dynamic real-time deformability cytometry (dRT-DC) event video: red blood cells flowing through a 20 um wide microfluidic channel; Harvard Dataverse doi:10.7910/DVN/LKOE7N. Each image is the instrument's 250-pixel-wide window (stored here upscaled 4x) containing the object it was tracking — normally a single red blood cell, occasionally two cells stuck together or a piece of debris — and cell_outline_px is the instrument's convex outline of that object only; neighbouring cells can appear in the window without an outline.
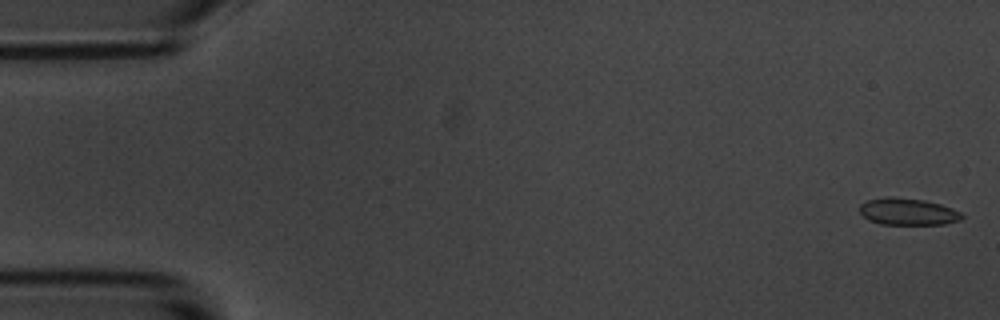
{"species": "common noctule bat (a hibernating species)", "species_latin": "Nyctalus noctula", "temperature_condition": "room temperature", "stored_images_in_passage": 57, "camera_frame_rate_fps": 3000, "um_per_image_px": 0.085, "animal": {"sex": "male", "body_mass_g": 20.1, "forearm_length_mm": 53.5}, "frame": {"image": 1, "passage_image": 1, "time_ms": 0.0, "image_size_px": [1000, 320], "cell_outline_px": [[964, 216], [960, 220], [944, 224], [880, 224], [868, 220], [860, 212], [860, 204], [868, 200], [884, 196], [892, 196], [924, 200], [940, 204], [952, 208], [960, 212]], "centroid_in_image_um": [77.15, 17.98], "position_along_channel_um": 7.9, "area_um2": 16.07}}
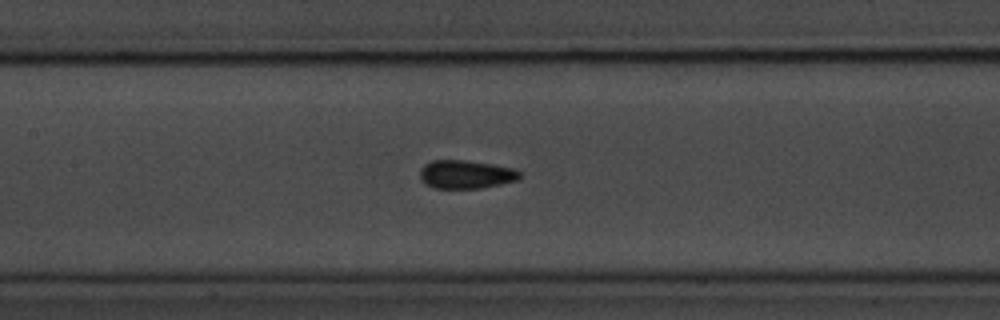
{"frame": {"image": 2, "passage_image": 26, "time_ms": 8.333, "image_size_px": [1000, 320], "cell_outline_px": [[520, 180], [480, 188], [432, 188], [424, 184], [420, 180], [420, 168], [424, 164], [432, 160], [464, 160], [492, 164], [512, 168], [520, 172]], "centroid_in_image_um": [39.56, 14.82], "position_along_channel_um": 167.8, "area_um2": 16.65}}
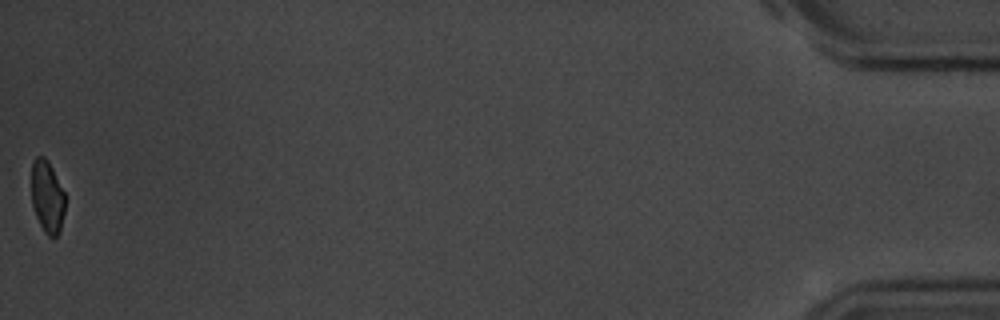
{"frame": {"image": 3, "passage_image": 57, "time_ms": 18.667, "image_size_px": [1000, 320], "cell_outline_px": [[64, 212], [60, 232], [52, 240], [44, 232], [36, 216], [32, 204], [32, 164], [36, 156], [44, 156], [48, 160], [64, 192]], "centroid_in_image_um": [4.02, 16.75], "position_along_channel_um": 431.2, "area_um2": 14.16}, "authors_computed_cell_mechanics": {"area_um2": 16.2996, "velocity_mm_per_s": 3.5031, "shape_relaxation_time_tau1_ms": 2.653, "shape_relaxation_time_tau2_ms": 1.246, "deformation_change_tau1": 0.0923, "deformation_change_tau2": 0.0667}}